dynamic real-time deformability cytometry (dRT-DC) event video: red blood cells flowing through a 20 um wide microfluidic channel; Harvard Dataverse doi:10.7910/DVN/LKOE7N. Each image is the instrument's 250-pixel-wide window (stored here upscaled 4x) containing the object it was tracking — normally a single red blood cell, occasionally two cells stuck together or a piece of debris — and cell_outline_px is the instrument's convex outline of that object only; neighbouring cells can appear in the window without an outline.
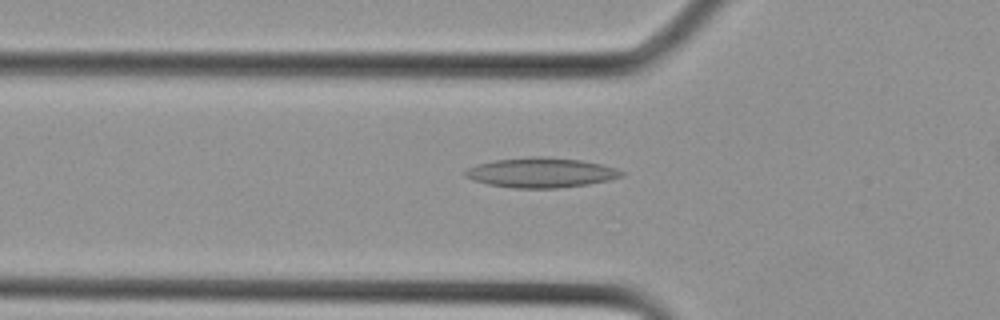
{"species": "Egyptian fruit bat (a non-hibernating species)", "species_latin": "Rousettus aegyptiacus", "temperature_condition": "cold", "stored_images_in_passage": 15, "camera_frame_rate_fps": 3000, "um_per_image_px": 0.085, "animal": {"sex": "female"}, "frame": {"image": 1, "passage_image": 9, "time_ms": 2.667, "image_size_px": [1000, 320], "cell_outline_px": [[624, 176], [608, 180], [588, 184], [556, 188], [512, 188], [488, 184], [472, 180], [464, 176], [464, 172], [468, 168], [476, 164], [496, 160], [528, 156], [544, 156], [580, 160], [600, 164], [616, 168], [624, 172]], "centroid_in_image_um": [45.96, 14.67], "position_along_channel_um": 79.8, "area_um2": 27.22}}
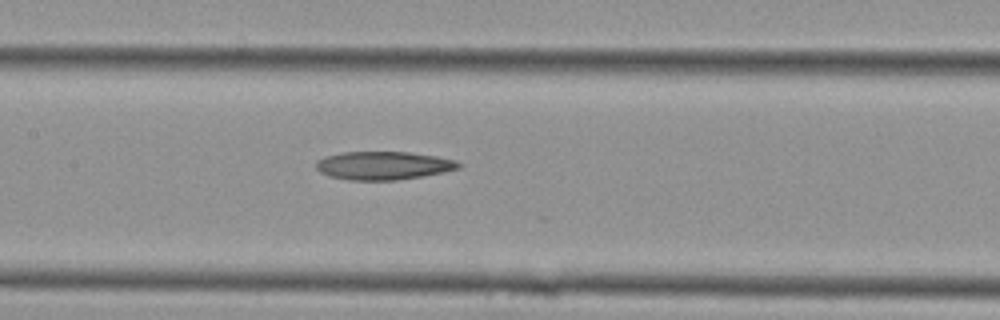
{"frame": {"image": 2, "passage_image": 13, "time_ms": 4.0, "image_size_px": [1000, 320], "cell_outline_px": [[464, 164], [460, 168], [444, 172], [396, 180], [348, 180], [328, 176], [320, 172], [316, 168], [316, 160], [324, 156], [340, 152], [408, 152], [436, 156], [456, 160]], "centroid_in_image_um": [32.57, 14.07], "position_along_channel_um": 174.8, "area_um2": 23.64}}
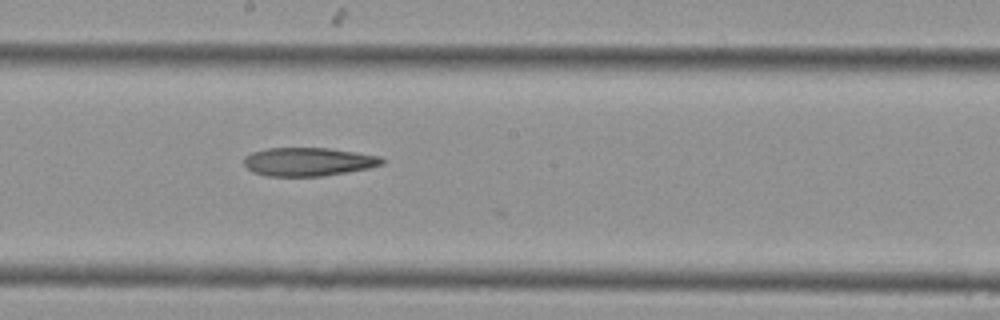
{"frame": {"image": 3, "passage_image": 15, "time_ms": 4.667, "image_size_px": [1000, 320], "cell_outline_px": [[384, 164], [368, 168], [320, 176], [268, 176], [252, 172], [244, 164], [244, 156], [252, 152], [268, 148], [328, 148], [356, 152], [380, 156], [384, 160]], "centroid_in_image_um": [26.18, 13.74], "position_along_channel_um": 222.0, "area_um2": 22.77}}